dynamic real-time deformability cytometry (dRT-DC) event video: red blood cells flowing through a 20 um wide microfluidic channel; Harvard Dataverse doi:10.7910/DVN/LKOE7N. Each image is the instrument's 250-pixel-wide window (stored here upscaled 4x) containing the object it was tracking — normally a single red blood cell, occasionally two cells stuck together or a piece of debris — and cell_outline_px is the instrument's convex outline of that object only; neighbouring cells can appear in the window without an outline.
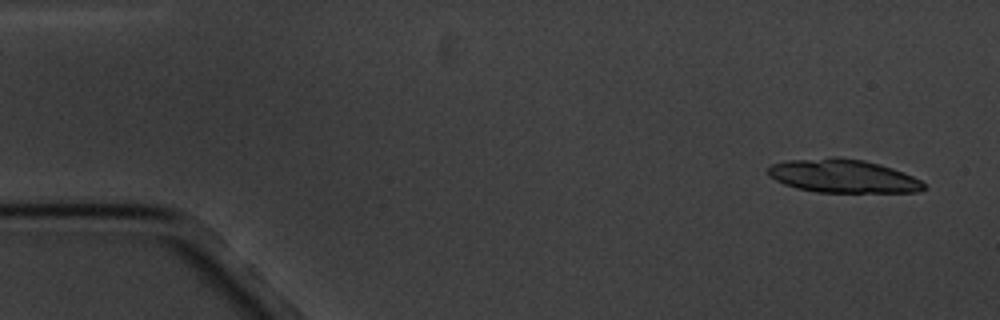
{"species": "common noctule bat (a hibernating species)", "species_latin": "Nyctalus noctula", "temperature_condition": "cold", "stored_images_in_passage": 5, "camera_frame_rate_fps": 3000, "um_per_image_px": 0.085, "animal": {"sex": "male", "body_mass_g": 20.1, "forearm_length_mm": 53.5}, "frame": {"image": 1, "passage_image": 1, "time_ms": 0.0, "image_size_px": [1000, 320], "cell_outline_px": [[924, 188], [920, 192], [816, 192], [796, 188], [784, 184], [768, 176], [768, 168], [772, 164], [784, 160], [832, 156], [836, 156], [864, 160], [880, 164], [904, 172], [920, 180], [924, 184]], "centroid_in_image_um": [71.62, 14.95], "position_along_channel_um": 13.4, "area_um2": 30.58}}